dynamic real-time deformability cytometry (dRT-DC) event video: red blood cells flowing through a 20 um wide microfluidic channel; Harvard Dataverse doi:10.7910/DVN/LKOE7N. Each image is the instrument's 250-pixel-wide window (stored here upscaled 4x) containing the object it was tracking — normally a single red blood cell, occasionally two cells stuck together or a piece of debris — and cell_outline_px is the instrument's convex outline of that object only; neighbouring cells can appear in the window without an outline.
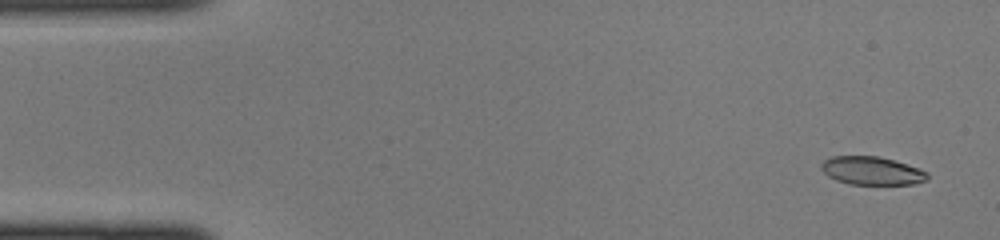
{"species": "common noctule bat (a hibernating species)", "species_latin": "Nyctalus noctula", "temperature_condition": "cold", "stored_images_in_passage": 44, "camera_frame_rate_fps": 3000, "um_per_image_px": 0.085, "animal": {"sex": "female", "body_mass_g": 22.0, "forearm_length_mm": 56.7}, "frame": {"image": 1, "passage_image": 2, "time_ms": 0.333, "image_size_px": [1000, 240], "cell_outline_px": [[928, 180], [916, 184], [848, 184], [836, 180], [828, 176], [820, 168], [820, 164], [824, 160], [832, 156], [880, 156], [920, 168], [928, 172]], "centroid_in_image_um": [74.12, 14.51], "position_along_channel_um": 10.9, "area_um2": 17.63}}
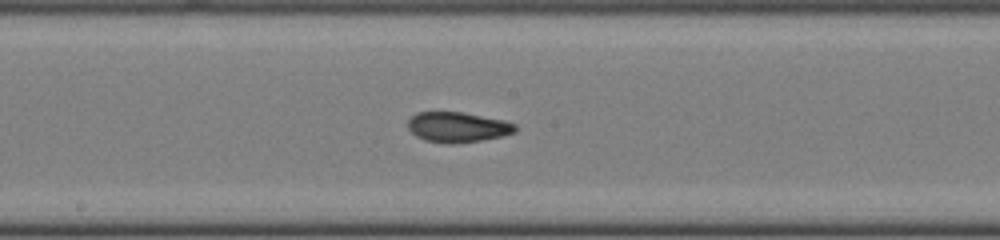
{"frame": {"image": 2, "passage_image": 23, "time_ms": 7.333, "image_size_px": [1000, 240], "cell_outline_px": [[516, 132], [504, 136], [456, 144], [444, 144], [424, 140], [416, 136], [408, 128], [408, 120], [416, 112], [460, 112], [504, 120], [516, 124]], "centroid_in_image_um": [38.89, 10.82], "position_along_channel_um": 209.3, "area_um2": 19.02}}
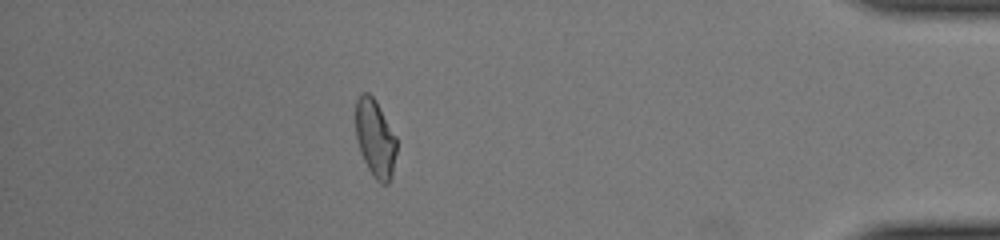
{"frame": {"image": 3, "passage_image": 39, "time_ms": 12.667, "image_size_px": [1000, 240], "cell_outline_px": [[396, 152], [392, 176], [388, 184], [380, 184], [372, 176], [364, 160], [356, 136], [356, 100], [360, 92], [368, 92], [376, 100], [396, 136]], "centroid_in_image_um": [31.9, 11.75], "position_along_channel_um": 403.3, "area_um2": 18.55}}